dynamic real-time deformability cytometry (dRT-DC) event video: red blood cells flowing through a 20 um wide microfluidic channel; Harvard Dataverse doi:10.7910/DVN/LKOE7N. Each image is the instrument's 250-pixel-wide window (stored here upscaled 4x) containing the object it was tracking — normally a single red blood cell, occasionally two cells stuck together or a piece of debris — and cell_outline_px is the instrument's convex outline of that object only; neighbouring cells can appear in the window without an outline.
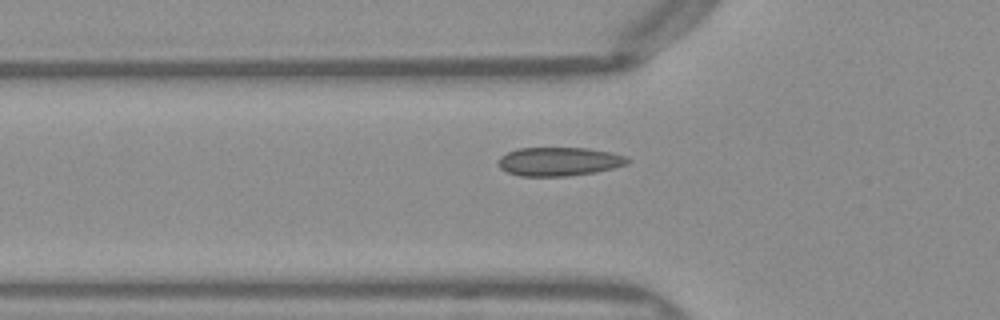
{"species": "Egyptian fruit bat (a non-hibernating species)", "species_latin": "Rousettus aegyptiacus", "temperature_condition": "warm", "stored_images_in_passage": 37, "camera_frame_rate_fps": 3000, "um_per_image_px": 0.085, "frame": {"image": 1, "passage_image": 5, "time_ms": 1.333, "image_size_px": [1000, 320], "cell_outline_px": [[632, 160], [628, 164], [596, 172], [568, 176], [520, 176], [508, 172], [500, 168], [496, 164], [496, 160], [500, 156], [516, 148], [588, 148], [612, 152], [628, 156]], "centroid_in_image_um": [47.53, 13.72], "position_along_channel_um": 78.3, "area_um2": 21.96}}
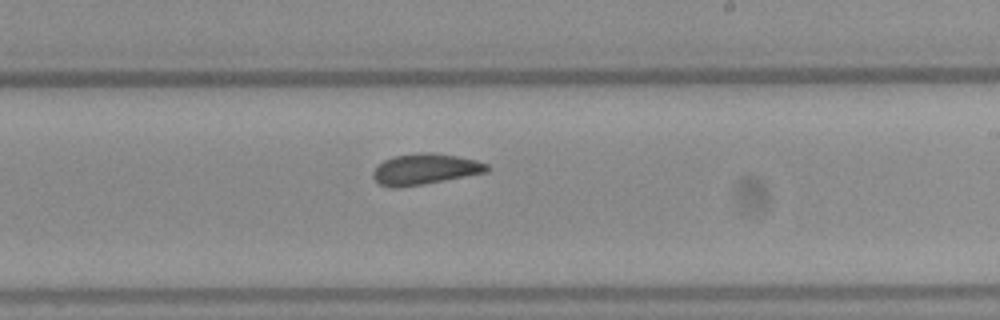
{"frame": {"image": 2, "passage_image": 18, "time_ms": 5.667, "image_size_px": [1000, 320], "cell_outline_px": [[488, 172], [424, 184], [396, 188], [392, 188], [380, 184], [372, 176], [372, 172], [384, 160], [392, 156], [424, 152], [432, 152], [456, 156], [476, 160], [488, 164]], "centroid_in_image_um": [36.12, 14.38], "position_along_channel_um": 252.9, "area_um2": 20.4}}
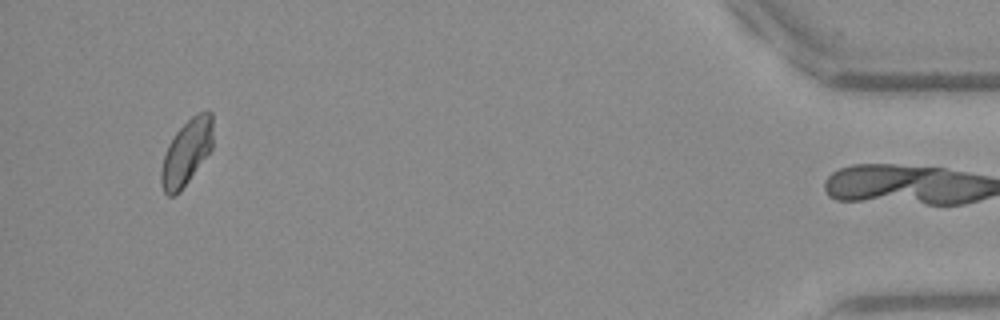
{"frame": {"image": 3, "passage_image": 36, "time_ms": 11.667, "image_size_px": [1000, 320], "cell_outline_px": [[212, 148], [180, 192], [172, 196], [168, 196], [164, 192], [160, 180], [160, 172], [164, 156], [168, 144], [176, 132], [196, 112], [212, 112]], "centroid_in_image_um": [15.84, 12.96], "position_along_channel_um": 419.4, "area_um2": 19.54}}